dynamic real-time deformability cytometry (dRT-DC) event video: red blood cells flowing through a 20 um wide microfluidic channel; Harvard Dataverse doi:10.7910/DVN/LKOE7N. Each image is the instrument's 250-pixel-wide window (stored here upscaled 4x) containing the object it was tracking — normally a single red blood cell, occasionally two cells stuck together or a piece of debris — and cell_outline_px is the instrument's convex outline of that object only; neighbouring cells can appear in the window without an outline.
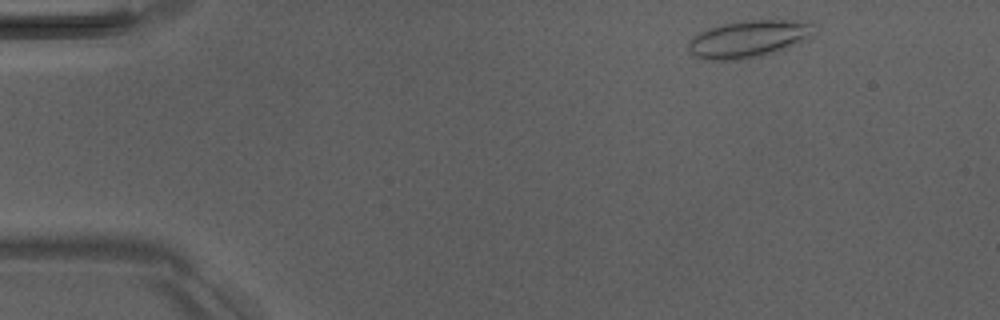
{"species": "Egyptian fruit bat (a non-hibernating species)", "species_latin": "Rousettus aegyptiacus", "temperature_condition": "room temperature", "stored_images_in_passage": 5, "camera_frame_rate_fps": 3000, "um_per_image_px": 0.085, "animal": {"sex": "male"}, "frame": {"image": 1, "passage_image": 1, "time_ms": 0.0, "image_size_px": [1000, 320], "cell_outline_px": [[816, 32], [812, 36], [788, 48], [760, 56], [740, 60], [708, 60], [692, 56], [688, 52], [688, 40], [692, 36], [708, 28], [724, 24], [748, 20], [792, 20], [812, 24]], "centroid_in_image_um": [63.58, 3.32], "position_along_channel_um": 21.4, "area_um2": 27.34}}